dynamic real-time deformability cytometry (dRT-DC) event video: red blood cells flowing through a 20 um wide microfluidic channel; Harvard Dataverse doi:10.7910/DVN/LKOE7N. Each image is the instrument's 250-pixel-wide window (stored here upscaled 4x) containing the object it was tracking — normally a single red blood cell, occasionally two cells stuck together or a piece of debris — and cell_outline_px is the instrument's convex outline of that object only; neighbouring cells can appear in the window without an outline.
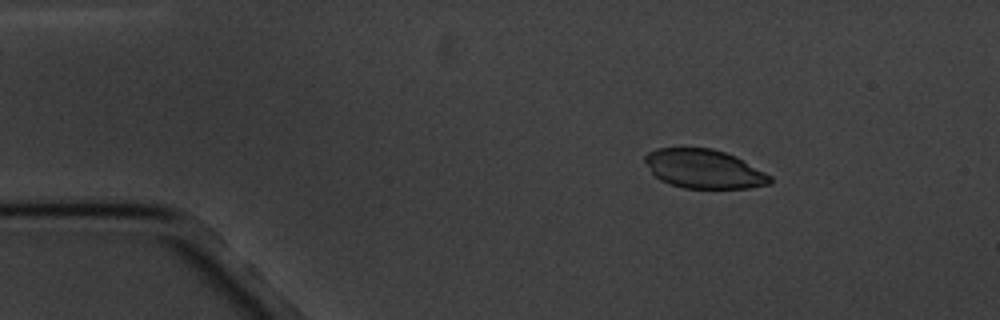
{"species": "common noctule bat (a hibernating species)", "species_latin": "Nyctalus noctula", "temperature_condition": "cold", "stored_images_in_passage": 4, "camera_frame_rate_fps": 3000, "um_per_image_px": 0.085, "animal": {"sex": "male", "body_mass_g": 20.1, "forearm_length_mm": 53.5}, "frame": {"image": 1, "passage_image": 1, "time_ms": 0.0, "image_size_px": [1000, 320], "cell_outline_px": [[772, 184], [748, 188], [684, 188], [660, 180], [652, 172], [644, 160], [644, 156], [648, 152], [656, 148], [712, 148], [736, 156], [772, 176]], "centroid_in_image_um": [59.86, 14.36], "position_along_channel_um": 25.1, "area_um2": 28.32}}